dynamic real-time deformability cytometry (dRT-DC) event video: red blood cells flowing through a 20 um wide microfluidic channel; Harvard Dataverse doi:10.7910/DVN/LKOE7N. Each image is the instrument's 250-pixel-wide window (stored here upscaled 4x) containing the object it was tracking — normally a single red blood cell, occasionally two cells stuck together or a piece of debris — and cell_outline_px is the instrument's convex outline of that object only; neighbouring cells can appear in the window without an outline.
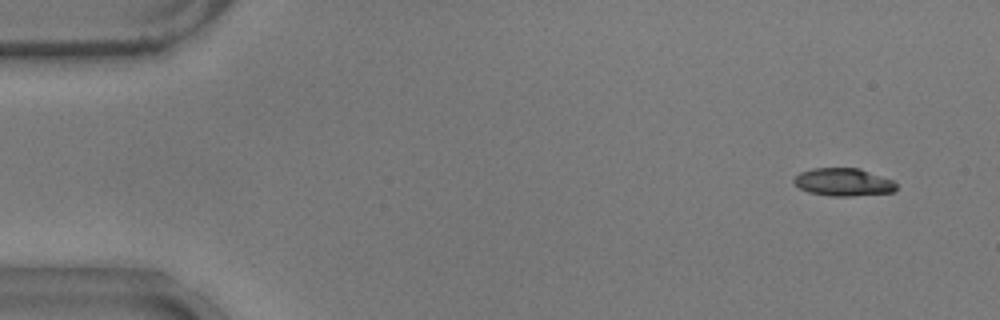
{"species": "common noctule bat (a hibernating species)", "species_latin": "Nyctalus noctula", "temperature_condition": "warm", "stored_images_in_passage": 41, "camera_frame_rate_fps": 3000, "um_per_image_px": 0.085, "animal": {"sex": "male", "body_mass_g": 17.9}, "frame": {"image": 1, "passage_image": 1, "time_ms": 0.0, "image_size_px": [1000, 320], "cell_outline_px": [[896, 188], [892, 192], [852, 196], [832, 196], [808, 192], [800, 188], [792, 180], [800, 172], [812, 168], [860, 168], [892, 180], [896, 184]], "centroid_in_image_um": [71.67, 15.47], "position_along_channel_um": 13.3, "area_um2": 16.47}}
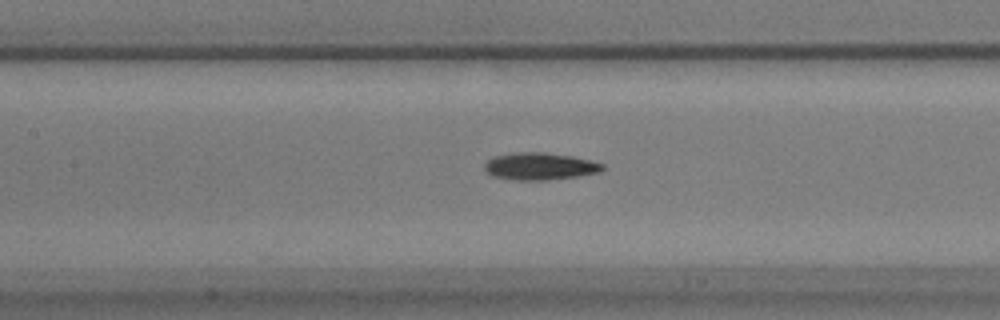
{"frame": {"image": 2, "passage_image": 22, "time_ms": 7.0, "image_size_px": [1000, 320], "cell_outline_px": [[604, 168], [600, 172], [576, 176], [544, 180], [512, 180], [492, 176], [484, 168], [484, 164], [492, 156], [512, 152], [544, 152], [572, 156], [604, 164]], "centroid_in_image_um": [45.84, 14.12], "position_along_channel_um": 161.6, "area_um2": 18.73}}
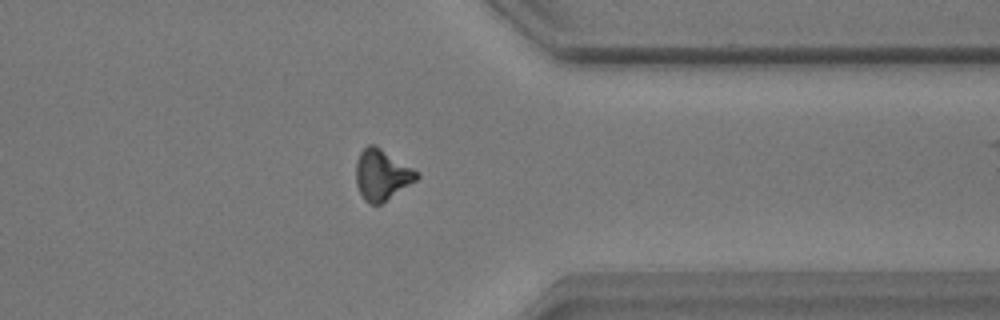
{"frame": {"image": 3, "passage_image": 40, "time_ms": 13.0, "image_size_px": [1000, 320], "cell_outline_px": [[420, 176], [416, 180], [380, 204], [368, 204], [364, 200], [356, 184], [356, 160], [360, 152], [368, 144], [372, 144], [380, 148], [420, 172]], "centroid_in_image_um": [32.44, 14.85], "position_along_channel_um": 379.0, "area_um2": 17.8}}